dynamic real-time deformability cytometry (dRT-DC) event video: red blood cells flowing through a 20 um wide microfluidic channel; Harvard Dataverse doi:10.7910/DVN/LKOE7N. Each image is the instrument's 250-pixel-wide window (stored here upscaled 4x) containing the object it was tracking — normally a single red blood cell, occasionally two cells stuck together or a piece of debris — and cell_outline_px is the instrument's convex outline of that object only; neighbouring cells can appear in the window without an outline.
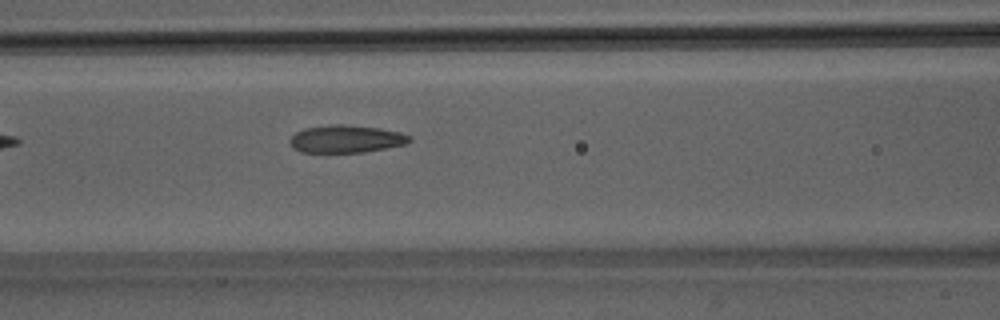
{"species": "Egyptian fruit bat (a non-hibernating species)", "species_latin": "Rousettus aegyptiacus", "temperature_condition": "room temperature", "stored_images_in_passage": 3, "camera_frame_rate_fps": 3000, "um_per_image_px": 0.085, "animal": {"sex": "male"}, "frame": {"image": 1, "passage_image": 3, "time_ms": 0.667, "image_size_px": [1000, 320], "cell_outline_px": [[412, 140], [404, 144], [364, 152], [300, 152], [292, 148], [288, 140], [296, 132], [304, 128], [332, 124], [340, 124], [380, 128], [400, 132], [408, 136]], "centroid_in_image_um": [29.36, 11.81], "position_along_channel_um": 137.2, "area_um2": 19.13}}